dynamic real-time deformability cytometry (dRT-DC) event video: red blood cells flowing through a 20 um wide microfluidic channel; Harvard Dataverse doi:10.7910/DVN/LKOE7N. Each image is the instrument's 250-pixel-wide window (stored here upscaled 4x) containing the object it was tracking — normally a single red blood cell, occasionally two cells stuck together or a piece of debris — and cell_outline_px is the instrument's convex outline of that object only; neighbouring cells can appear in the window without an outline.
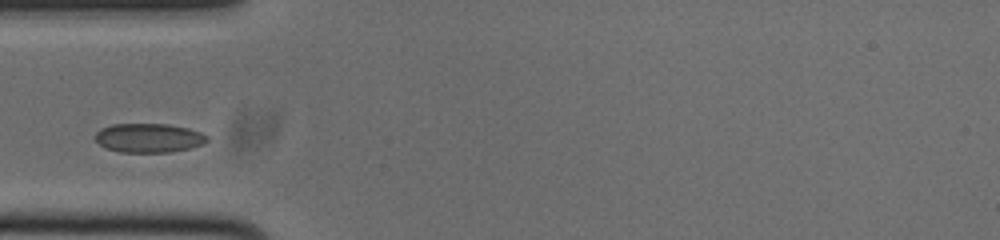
{"species": "common noctule bat (a hibernating species)", "species_latin": "Nyctalus noctula", "temperature_condition": "cold", "stored_images_in_passage": 39, "camera_frame_rate_fps": 3000, "um_per_image_px": 0.085, "animal": {"sex": "male", "body_mass_g": 20.0, "forearm_length_mm": 53.3}, "frame": {"image": 1, "passage_image": 1, "time_ms": 0.0, "image_size_px": [1000, 240], "cell_outline_px": [[208, 140], [204, 144], [172, 152], [120, 152], [108, 148], [100, 144], [96, 140], [96, 132], [100, 128], [112, 124], [168, 124], [188, 128], [200, 132], [208, 136]], "centroid_in_image_um": [12.66, 11.72], "position_along_channel_um": 72.3, "area_um2": 18.9}}
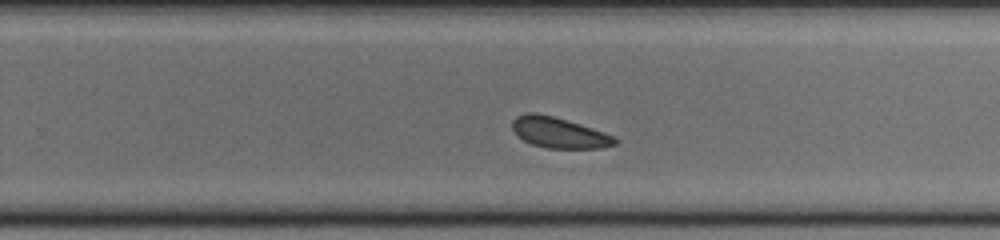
{"frame": {"image": 2, "passage_image": 18, "time_ms": 5.667, "image_size_px": [1000, 240], "cell_outline_px": [[616, 144], [600, 148], [544, 148], [532, 144], [524, 140], [512, 128], [512, 120], [516, 116], [528, 112], [536, 112], [568, 120], [616, 136]], "centroid_in_image_um": [47.51, 11.27], "position_along_channel_um": 282.3, "area_um2": 18.26}}
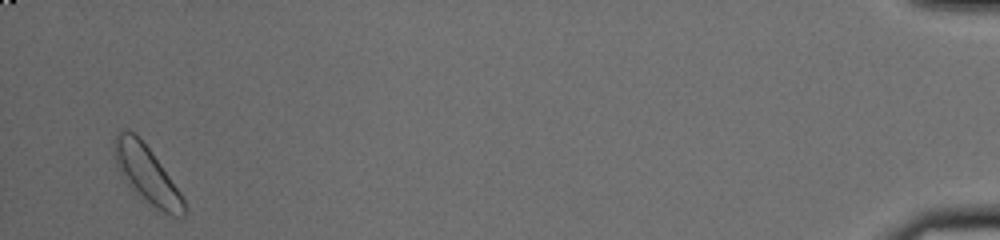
{"frame": {"image": 3, "passage_image": 37, "time_ms": 12.0, "image_size_px": [1000, 240], "cell_outline_px": [[184, 216], [172, 216], [156, 208], [136, 196], [132, 192], [124, 180], [116, 164], [112, 152], [116, 132], [120, 128], [128, 128], [148, 148], [160, 164], [180, 192], [184, 200]], "centroid_in_image_um": [12.4, 14.81], "position_along_channel_um": 422.8, "area_um2": 23.18}}